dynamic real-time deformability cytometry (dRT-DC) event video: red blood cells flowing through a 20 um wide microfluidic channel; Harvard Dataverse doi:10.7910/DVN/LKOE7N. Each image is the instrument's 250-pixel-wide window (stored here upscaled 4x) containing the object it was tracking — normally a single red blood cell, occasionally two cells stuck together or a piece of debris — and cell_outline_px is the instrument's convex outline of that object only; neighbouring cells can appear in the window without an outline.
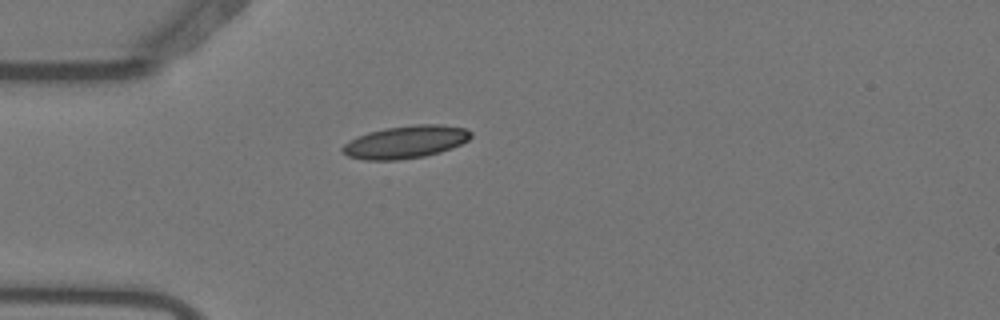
{"species": "Egyptian fruit bat (a non-hibernating species)", "species_latin": "Rousettus aegyptiacus", "temperature_condition": "warm", "stored_images_in_passage": 1, "camera_frame_rate_fps": 3000, "um_per_image_px": 0.085, "animal": {"sex": "female"}, "frame": {"image": 1, "passage_image": 1, "time_ms": 0.0, "image_size_px": [1000, 320], "cell_outline_px": [[472, 136], [468, 140], [452, 148], [440, 152], [424, 156], [396, 160], [364, 160], [348, 156], [340, 152], [340, 148], [344, 144], [356, 136], [368, 132], [384, 128], [416, 124], [440, 124], [464, 128], [472, 132]], "centroid_in_image_um": [34.44, 12.06], "position_along_channel_um": 50.6, "area_um2": 24.57}}